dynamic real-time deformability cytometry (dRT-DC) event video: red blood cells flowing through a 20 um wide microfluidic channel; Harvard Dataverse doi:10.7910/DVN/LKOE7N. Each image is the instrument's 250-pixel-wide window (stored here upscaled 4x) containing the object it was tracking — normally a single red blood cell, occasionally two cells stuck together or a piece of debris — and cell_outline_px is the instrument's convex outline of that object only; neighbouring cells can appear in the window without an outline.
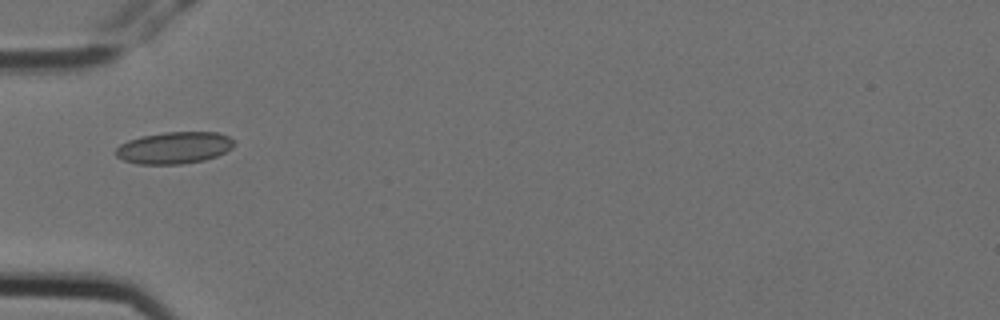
{"species": "Egyptian fruit bat (a non-hibernating species)", "species_latin": "Rousettus aegyptiacus", "temperature_condition": "cold", "stored_images_in_passage": 11, "camera_frame_rate_fps": 3000, "um_per_image_px": 0.085, "animal": {"sex": "female"}, "frame": {"image": 1, "passage_image": 5, "time_ms": 1.333, "image_size_px": [1000, 320], "cell_outline_px": [[236, 144], [232, 148], [216, 156], [204, 160], [180, 164], [136, 164], [124, 160], [116, 156], [116, 148], [120, 144], [128, 140], [140, 136], [164, 132], [216, 132], [228, 136], [236, 140]], "centroid_in_image_um": [14.82, 12.55], "position_along_channel_um": 70.2, "area_um2": 22.08}}
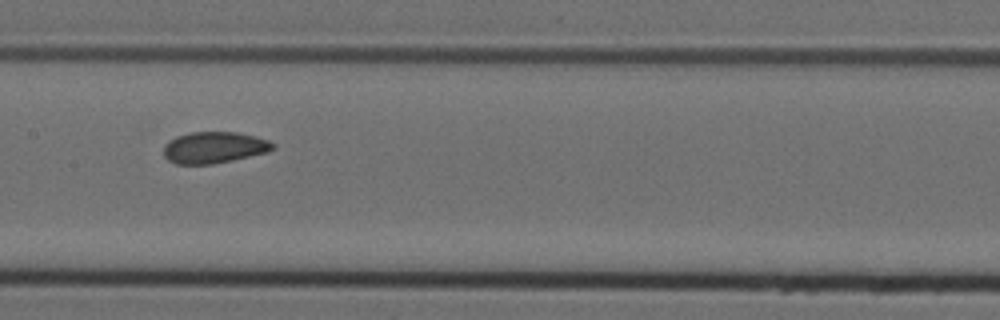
{"frame": {"image": 2, "passage_image": 8, "time_ms": 2.333, "image_size_px": [1000, 320], "cell_outline_px": [[276, 148], [268, 152], [232, 160], [212, 164], [176, 164], [168, 160], [164, 156], [164, 144], [168, 140], [176, 136], [192, 132], [236, 132], [256, 136], [268, 140], [276, 144]], "centroid_in_image_um": [18.21, 12.53], "position_along_channel_um": 189.2, "area_um2": 20.17}}
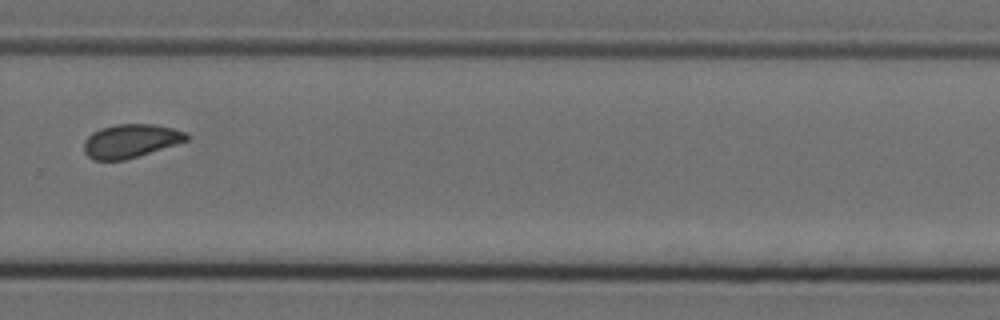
{"frame": {"image": 3, "passage_image": 11, "time_ms": 3.333, "image_size_px": [1000, 320], "cell_outline_px": [[188, 140], [124, 160], [92, 160], [84, 152], [84, 140], [92, 132], [100, 128], [116, 124], [156, 124], [188, 132]], "centroid_in_image_um": [11.08, 11.97], "position_along_channel_um": 318.7, "area_um2": 20.0}}